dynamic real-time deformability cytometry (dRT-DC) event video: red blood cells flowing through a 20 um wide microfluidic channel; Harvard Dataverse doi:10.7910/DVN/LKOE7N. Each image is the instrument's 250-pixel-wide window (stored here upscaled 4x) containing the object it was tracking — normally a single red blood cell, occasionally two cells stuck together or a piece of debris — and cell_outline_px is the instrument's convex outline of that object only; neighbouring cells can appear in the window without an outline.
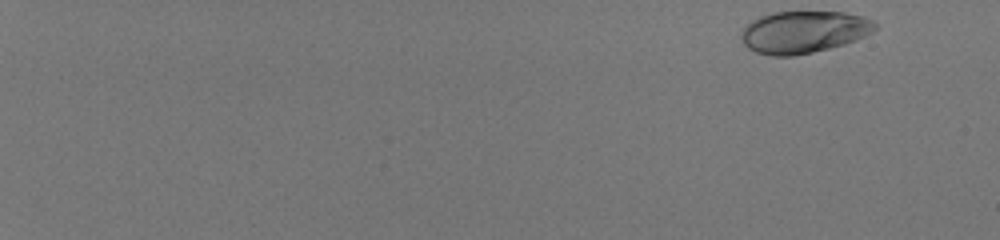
{"species": "human", "species_latin": "Homo sapiens", "temperature_condition": "room temperature", "stored_images_in_passage": 53, "camera_frame_rate_fps": 3000, "um_per_image_px": 0.085, "donor": {"sex": "male"}, "frame": {"image": 1, "passage_image": 1, "time_ms": 0.0, "image_size_px": [1000, 240], "cell_outline_px": [[876, 28], [872, 32], [856, 40], [844, 44], [812, 52], [792, 56], [772, 56], [756, 52], [748, 48], [744, 44], [740, 36], [740, 32], [752, 20], [760, 16], [772, 12], [844, 12], [860, 16], [872, 20], [876, 24]], "centroid_in_image_um": [68.28, 2.72], "position_along_channel_um": 16.7, "area_um2": 32.71}}
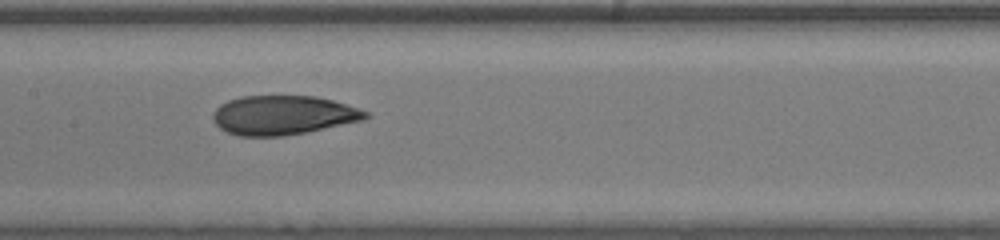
{"frame": {"image": 2, "passage_image": 31, "time_ms": 10.0, "image_size_px": [1000, 240], "cell_outline_px": [[372, 116], [364, 120], [284, 136], [240, 136], [228, 132], [220, 128], [212, 120], [212, 116], [216, 108], [220, 104], [228, 100], [240, 96], [316, 96], [332, 100], [368, 112]], "centroid_in_image_um": [24.04, 9.78], "position_along_channel_um": 183.4, "area_um2": 34.74}}
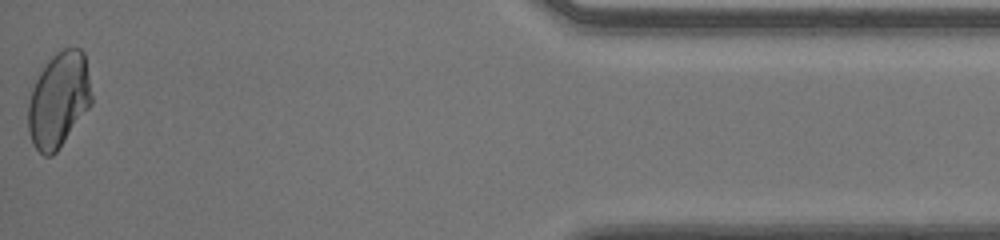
{"frame": {"image": 3, "passage_image": 53, "time_ms": 17.333, "image_size_px": [1000, 240], "cell_outline_px": [[92, 104], [56, 152], [52, 156], [44, 156], [32, 144], [28, 132], [28, 104], [32, 88], [40, 72], [48, 60], [56, 52], [64, 48], [80, 48], [84, 52], [92, 96]], "centroid_in_image_um": [4.98, 8.5], "position_along_channel_um": 430.2, "area_um2": 35.14}, "authors_computed_cell_mechanics": {"area_um2": 34.391, "velocity_mm_per_s": 4.0923, "shape_relaxation_time_tau1_ms": 8.6796, "shape_relaxation_time_tau2_ms": 1.0806, "deformation_change_tau1": 0.2254, "deformation_change_tau2": 0.05}}